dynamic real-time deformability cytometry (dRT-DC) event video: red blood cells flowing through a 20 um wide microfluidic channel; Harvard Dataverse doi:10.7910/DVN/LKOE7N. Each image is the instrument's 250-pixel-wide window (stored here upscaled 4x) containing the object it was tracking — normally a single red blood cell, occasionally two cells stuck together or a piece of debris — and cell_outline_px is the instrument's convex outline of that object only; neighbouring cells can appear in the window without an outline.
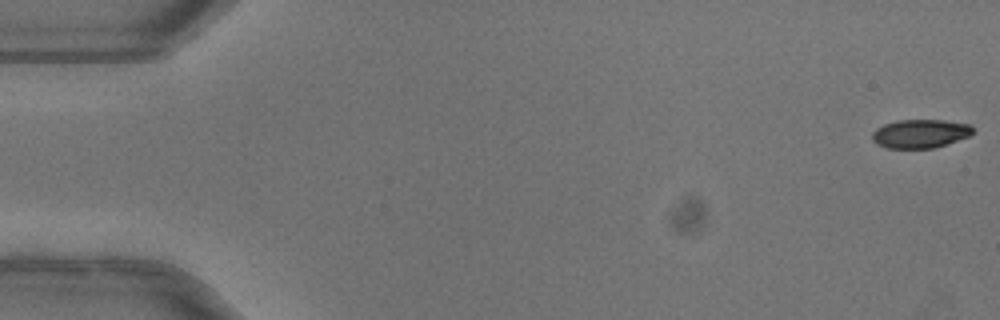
{"species": "common noctule bat (a hibernating species)", "species_latin": "Nyctalus noctula", "temperature_condition": "warm", "stored_images_in_passage": 48, "camera_frame_rate_fps": 3000, "um_per_image_px": 0.085, "animal": {"sex": "female"}, "frame": {"image": 1, "passage_image": 1, "time_ms": 0.0, "image_size_px": [1000, 320], "cell_outline_px": [[972, 132], [968, 136], [932, 148], [888, 148], [876, 144], [872, 140], [872, 132], [876, 128], [884, 124], [896, 120], [944, 120], [968, 124], [972, 128]], "centroid_in_image_um": [78.15, 11.35], "position_along_channel_um": 6.9, "area_um2": 16.59}}
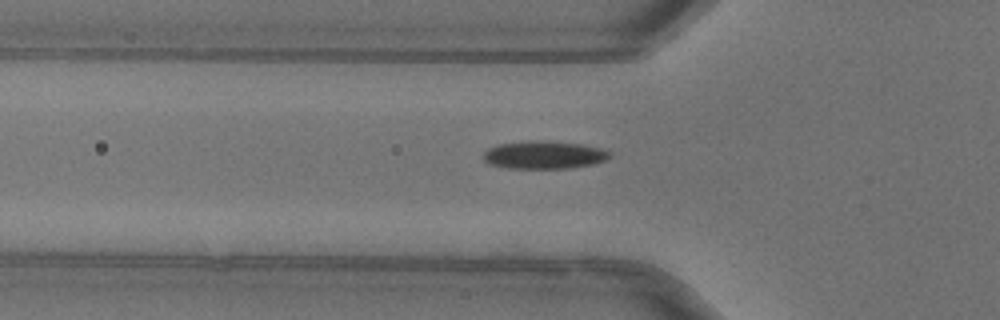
{"frame": {"image": 2, "passage_image": 18, "time_ms": 5.667, "image_size_px": [1000, 320], "cell_outline_px": [[612, 156], [608, 160], [596, 164], [572, 168], [508, 168], [488, 164], [484, 160], [484, 152], [488, 148], [500, 144], [532, 140], [536, 140], [584, 144], [604, 148], [612, 152]], "centroid_in_image_um": [46.34, 13.17], "position_along_channel_um": 79.5, "area_um2": 20.87}}
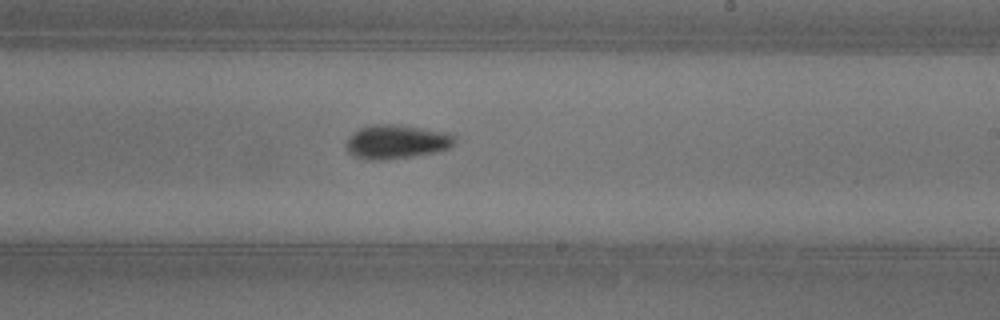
{"frame": {"image": 3, "passage_image": 31, "time_ms": 10.0, "image_size_px": [1000, 320], "cell_outline_px": [[456, 144], [448, 148], [432, 152], [412, 156], [356, 156], [348, 152], [348, 136], [352, 132], [360, 128], [372, 124], [396, 124], [452, 132], [456, 136]], "centroid_in_image_um": [33.82, 11.96], "position_along_channel_um": 255.2, "area_um2": 20.58}}